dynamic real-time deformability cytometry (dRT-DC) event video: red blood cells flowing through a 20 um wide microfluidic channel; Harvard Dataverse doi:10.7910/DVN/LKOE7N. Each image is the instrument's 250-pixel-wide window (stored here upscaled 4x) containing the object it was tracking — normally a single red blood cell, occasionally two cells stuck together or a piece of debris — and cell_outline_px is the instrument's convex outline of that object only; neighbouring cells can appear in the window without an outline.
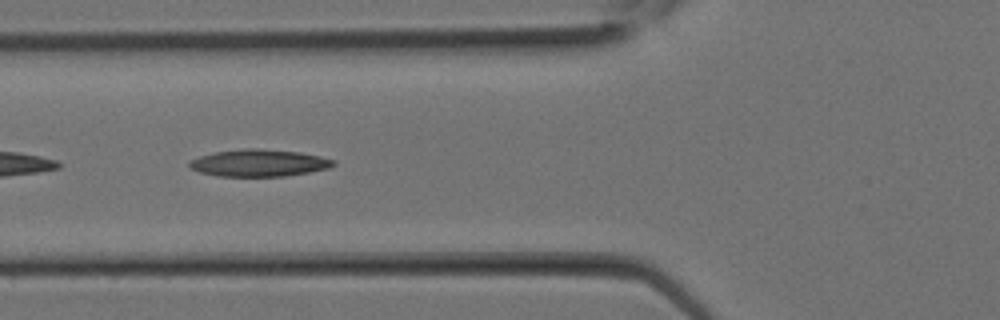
{"species": "Egyptian fruit bat (a non-hibernating species)", "species_latin": "Rousettus aegyptiacus", "temperature_condition": "room temperature", "stored_images_in_passage": 16, "camera_frame_rate_fps": 3000, "um_per_image_px": 0.085, "animal": {"sex": "female"}, "frame": {"image": 1, "passage_image": 10, "time_ms": 3.0, "image_size_px": [1000, 320], "cell_outline_px": [[336, 164], [328, 168], [308, 172], [284, 176], [216, 176], [200, 172], [188, 168], [188, 164], [192, 160], [200, 156], [216, 152], [248, 148], [256, 148], [300, 152], [320, 156], [336, 160]], "centroid_in_image_um": [22.02, 13.85], "position_along_channel_um": 103.8, "area_um2": 22.6}}
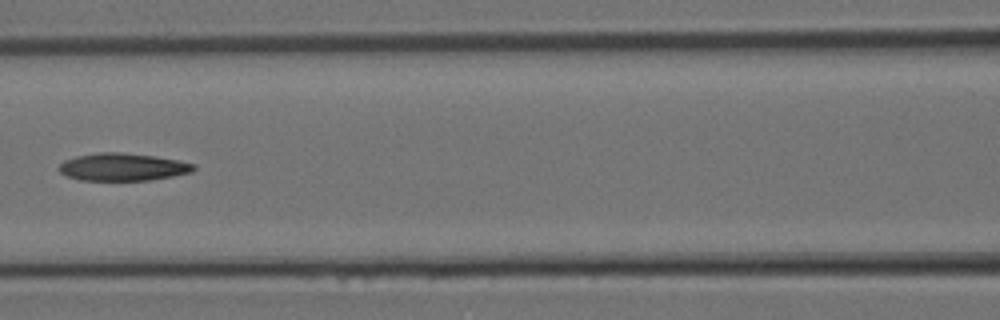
{"frame": {"image": 2, "passage_image": 12, "time_ms": 3.667, "image_size_px": [1000, 320], "cell_outline_px": [[196, 168], [192, 172], [172, 176], [148, 180], [80, 180], [68, 176], [60, 172], [56, 168], [64, 160], [76, 156], [100, 152], [120, 152], [156, 156], [196, 164]], "centroid_in_image_um": [10.42, 14.19], "position_along_channel_um": 156.2, "area_um2": 21.62}}